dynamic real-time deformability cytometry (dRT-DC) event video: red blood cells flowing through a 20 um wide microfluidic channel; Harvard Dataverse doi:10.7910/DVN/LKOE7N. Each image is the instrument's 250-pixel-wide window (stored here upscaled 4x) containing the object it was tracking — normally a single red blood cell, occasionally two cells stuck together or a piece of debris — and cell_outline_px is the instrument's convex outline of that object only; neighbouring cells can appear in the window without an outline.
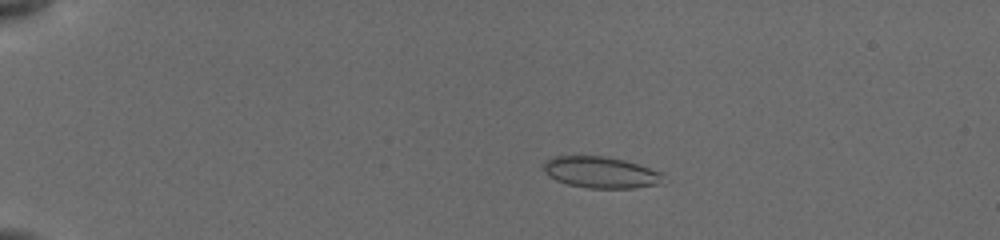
{"species": "common noctule bat (a hibernating species)", "species_latin": "Nyctalus noctula", "temperature_condition": "cold", "stored_images_in_passage": 20, "camera_frame_rate_fps": 3000, "um_per_image_px": 0.085, "animal": {"sex": "female", "body_mass_g": 19.5, "forearm_length_mm": 54.1}, "frame": {"image": 1, "passage_image": 10, "time_ms": 4.0, "image_size_px": [1000, 240], "cell_outline_px": [[668, 180], [664, 184], [636, 188], [588, 188], [568, 184], [556, 180], [548, 176], [544, 172], [540, 164], [544, 160], [552, 156], [604, 156], [624, 160], [660, 172]], "centroid_in_image_um": [51.05, 14.66], "position_along_channel_um": 33.9, "area_um2": 22.31}}
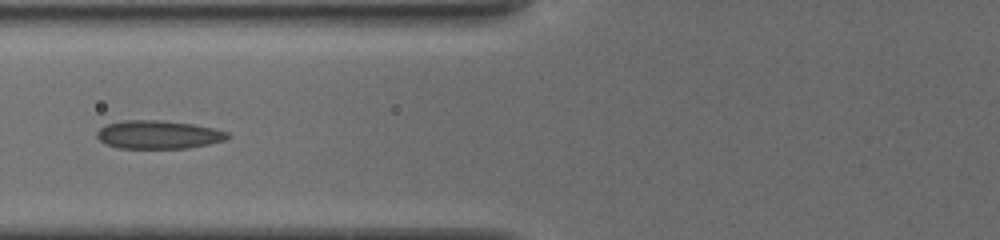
{"frame": {"image": 2, "passage_image": 17, "time_ms": 8.0, "image_size_px": [1000, 240], "cell_outline_px": [[232, 136], [228, 140], [188, 148], [120, 148], [104, 144], [96, 136], [96, 132], [100, 128], [108, 124], [128, 120], [156, 120], [192, 124], [212, 128], [228, 132]], "centroid_in_image_um": [13.48, 11.45], "position_along_channel_um": 112.3, "area_um2": 21.5}}
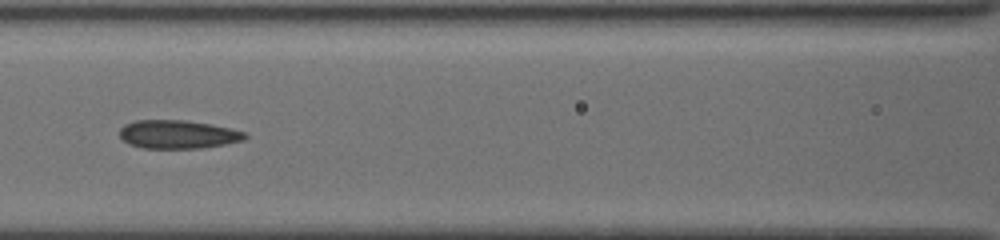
{"frame": {"image": 3, "passage_image": 19, "time_ms": 9.0, "image_size_px": [1000, 240], "cell_outline_px": [[248, 136], [244, 140], [228, 144], [204, 148], [140, 148], [128, 144], [120, 136], [120, 128], [124, 124], [136, 120], [184, 120], [208, 124], [228, 128], [244, 132]], "centroid_in_image_um": [15.1, 11.43], "position_along_channel_um": 151.5, "area_um2": 20.81}}